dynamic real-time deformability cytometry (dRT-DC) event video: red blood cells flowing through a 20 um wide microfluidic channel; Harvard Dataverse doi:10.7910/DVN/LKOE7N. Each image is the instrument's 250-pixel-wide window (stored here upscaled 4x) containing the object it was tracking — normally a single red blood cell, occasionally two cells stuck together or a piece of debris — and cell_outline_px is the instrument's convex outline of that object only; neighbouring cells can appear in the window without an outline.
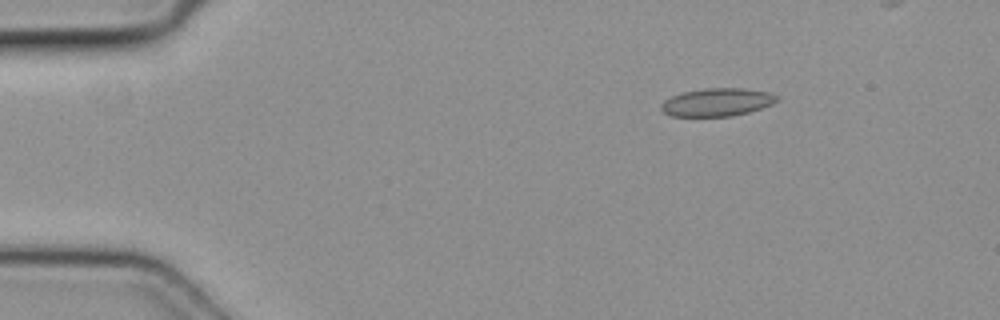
{"species": "common noctule bat (a hibernating species)", "species_latin": "Nyctalus noctula", "temperature_condition": "cold", "stored_images_in_passage": 4, "camera_frame_rate_fps": 3000, "um_per_image_px": 0.085, "animal": {"sex": "female", "body_mass_g": 19.3, "forearm_length_mm": 54.1}, "frame": {"image": 1, "passage_image": 1, "time_ms": 0.0, "image_size_px": [1000, 320], "cell_outline_px": [[780, 100], [772, 104], [748, 112], [732, 116], [672, 116], [664, 112], [660, 108], [660, 104], [664, 100], [672, 96], [684, 92], [704, 88], [744, 88], [768, 92], [780, 96]], "centroid_in_image_um": [60.97, 8.68], "position_along_channel_um": 24.0, "area_um2": 18.9}}